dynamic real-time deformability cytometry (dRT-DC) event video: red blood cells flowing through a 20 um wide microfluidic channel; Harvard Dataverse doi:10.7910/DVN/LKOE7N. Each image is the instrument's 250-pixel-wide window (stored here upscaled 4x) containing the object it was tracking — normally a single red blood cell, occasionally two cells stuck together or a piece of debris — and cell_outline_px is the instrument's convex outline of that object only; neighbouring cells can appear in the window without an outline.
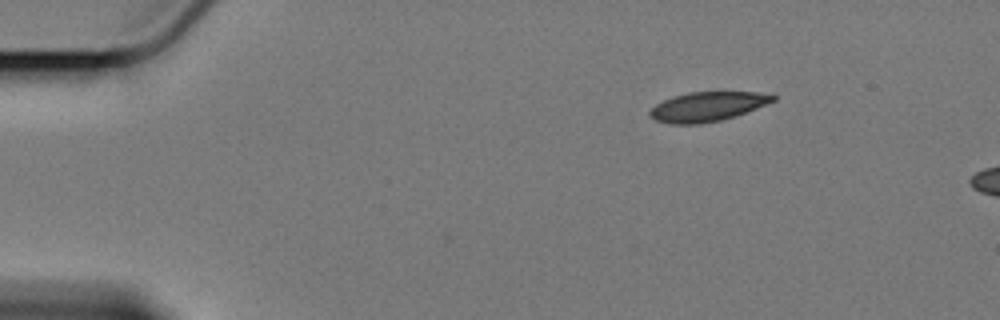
{"species": "Egyptian fruit bat (a non-hibernating species)", "species_latin": "Rousettus aegyptiacus", "temperature_condition": "cold", "stored_images_in_passage": 9, "camera_frame_rate_fps": 3000, "um_per_image_px": 0.085, "animal": {"sex": "female"}, "frame": {"image": 1, "passage_image": 1, "time_ms": 0.0, "image_size_px": [1000, 320], "cell_outline_px": [[776, 100], [756, 108], [720, 120], [700, 124], [668, 124], [656, 120], [648, 116], [648, 112], [656, 104], [664, 100], [688, 92], [720, 88], [756, 92], [776, 96]], "centroid_in_image_um": [60.13, 9.0], "position_along_channel_um": 24.9, "area_um2": 21.79}}